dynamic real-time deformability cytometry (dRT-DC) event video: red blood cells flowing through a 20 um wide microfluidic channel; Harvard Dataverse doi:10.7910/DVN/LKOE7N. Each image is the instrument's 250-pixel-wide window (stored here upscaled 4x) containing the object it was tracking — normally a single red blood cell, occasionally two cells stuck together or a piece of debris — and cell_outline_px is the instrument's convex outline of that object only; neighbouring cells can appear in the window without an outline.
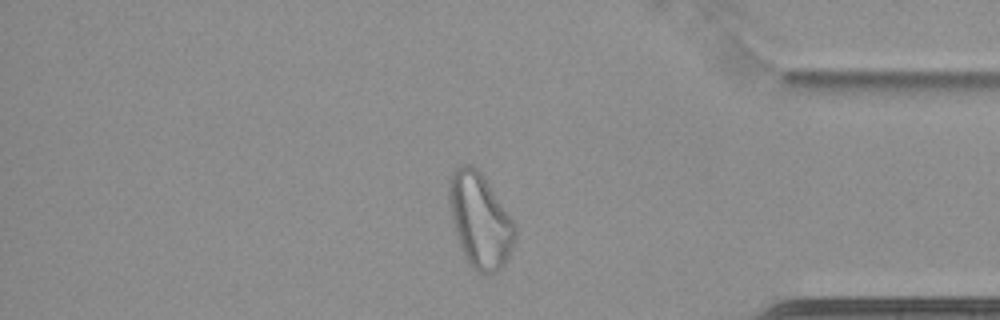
{"species": "common noctule bat (a hibernating species)", "species_latin": "Nyctalus noctula", "temperature_condition": "cold", "stored_images_in_passage": 67, "camera_frame_rate_fps": 3000, "um_per_image_px": 0.085, "animal": {"sex": "female", "body_mass_g": 22.7, "forearm_length_mm": 54.2}, "frame": {"image": 1, "passage_image": 58, "time_ms": 19.0, "image_size_px": [1000, 320], "cell_outline_px": [[516, 240], [504, 264], [492, 276], [488, 276], [472, 268], [460, 244], [456, 232], [448, 200], [448, 180], [452, 172], [460, 164], [472, 164], [484, 176], [516, 224]], "centroid_in_image_um": [40.81, 18.71], "position_along_channel_um": 394.4, "area_um2": 36.24}}